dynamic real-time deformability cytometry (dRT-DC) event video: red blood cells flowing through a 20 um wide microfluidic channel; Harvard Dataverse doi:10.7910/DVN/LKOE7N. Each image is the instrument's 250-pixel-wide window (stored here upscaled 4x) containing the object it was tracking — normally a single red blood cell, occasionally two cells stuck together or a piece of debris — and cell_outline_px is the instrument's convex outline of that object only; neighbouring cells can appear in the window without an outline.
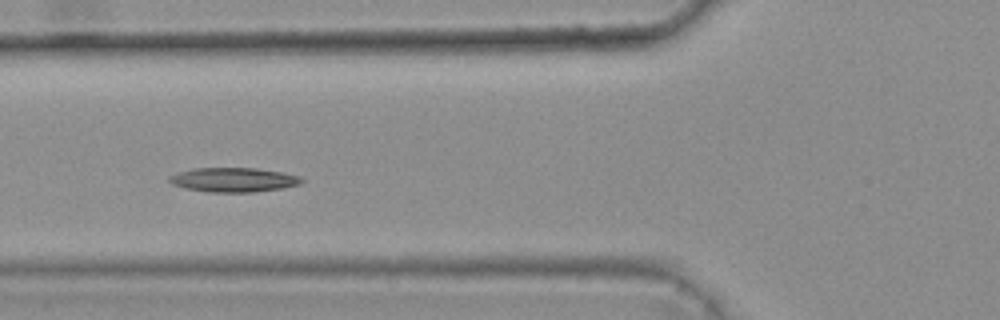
{"species": "common noctule bat (a hibernating species)", "species_latin": "Nyctalus noctula", "temperature_condition": "warm", "stored_images_in_passage": 8, "camera_frame_rate_fps": 3000, "um_per_image_px": 0.085, "animal": {"sex": "female", "body_mass_g": 25.1}, "frame": {"image": 1, "passage_image": 6, "time_ms": 1.667, "image_size_px": [1000, 320], "cell_outline_px": [[304, 180], [300, 184], [280, 188], [256, 192], [208, 192], [184, 188], [172, 184], [168, 180], [168, 176], [192, 168], [256, 168], [280, 172], [300, 176]], "centroid_in_image_um": [19.82, 15.28], "position_along_channel_um": 106.0, "area_um2": 18.73}}
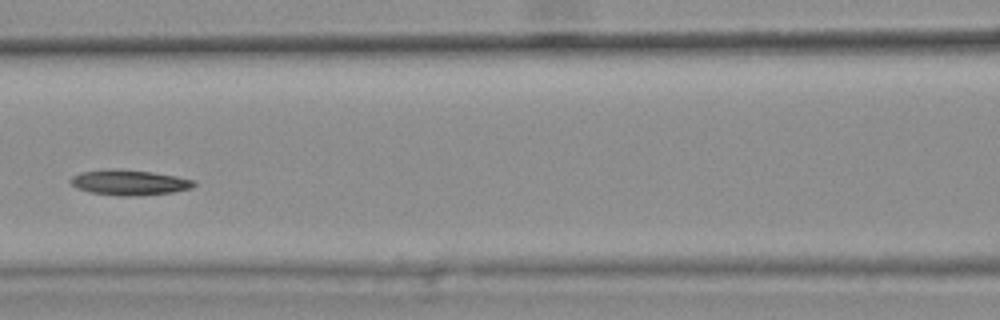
{"frame": {"image": 2, "passage_image": 7, "time_ms": 2.0, "image_size_px": [1000, 320], "cell_outline_px": [[196, 184], [192, 188], [172, 192], [140, 196], [120, 196], [92, 192], [76, 188], [68, 180], [72, 176], [80, 172], [152, 172], [176, 176], [196, 180]], "centroid_in_image_um": [11.07, 15.57], "position_along_channel_um": 155.5, "area_um2": 17.28}}